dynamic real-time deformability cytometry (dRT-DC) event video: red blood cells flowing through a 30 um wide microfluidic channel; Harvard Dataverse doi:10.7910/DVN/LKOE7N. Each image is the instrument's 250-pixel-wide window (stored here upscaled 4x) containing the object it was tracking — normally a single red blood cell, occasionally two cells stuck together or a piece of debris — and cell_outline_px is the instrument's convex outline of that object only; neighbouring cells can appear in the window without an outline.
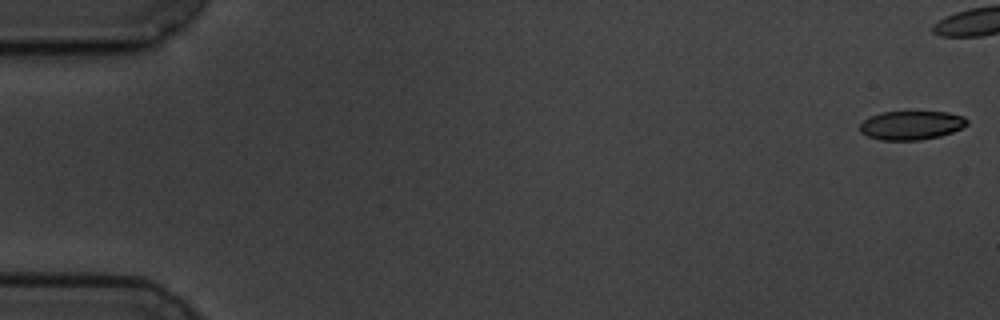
{"species": "common noctule bat (a hibernating species)", "species_latin": "Nyctalus noctula", "temperature_condition": "cold", "stored_images_in_passage": 9, "camera_frame_rate_fps": 3000, "um_per_image_px": 0.085, "animal": {"sex": "male", "body_mass_g": 19.5, "forearm_length_mm": 54.6}, "frame": {"image": 1, "passage_image": 1, "time_ms": 0.0, "image_size_px": [1000, 320], "cell_outline_px": [[968, 124], [952, 132], [940, 136], [920, 140], [880, 140], [868, 136], [860, 132], [860, 124], [864, 120], [880, 112], [948, 112], [964, 116], [968, 120]], "centroid_in_image_um": [77.47, 10.65], "position_along_channel_um": 7.5, "area_um2": 17.98}}
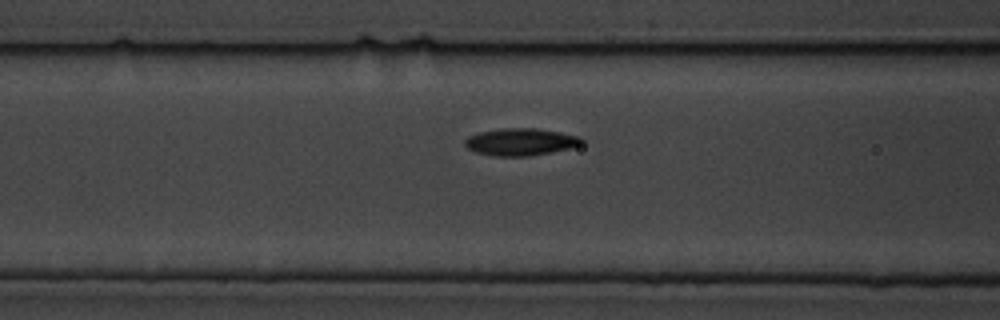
{"frame": {"image": 2, "passage_image": 8, "time_ms": 9.0, "image_size_px": [1000, 320], "cell_outline_px": [[584, 140], [580, 144], [572, 148], [552, 152], [528, 156], [492, 156], [476, 152], [468, 148], [464, 144], [464, 140], [468, 136], [480, 132], [500, 128], [536, 128], [560, 132], [580, 136]], "centroid_in_image_um": [44.25, 12.06], "position_along_channel_um": 122.3, "area_um2": 18.61}}